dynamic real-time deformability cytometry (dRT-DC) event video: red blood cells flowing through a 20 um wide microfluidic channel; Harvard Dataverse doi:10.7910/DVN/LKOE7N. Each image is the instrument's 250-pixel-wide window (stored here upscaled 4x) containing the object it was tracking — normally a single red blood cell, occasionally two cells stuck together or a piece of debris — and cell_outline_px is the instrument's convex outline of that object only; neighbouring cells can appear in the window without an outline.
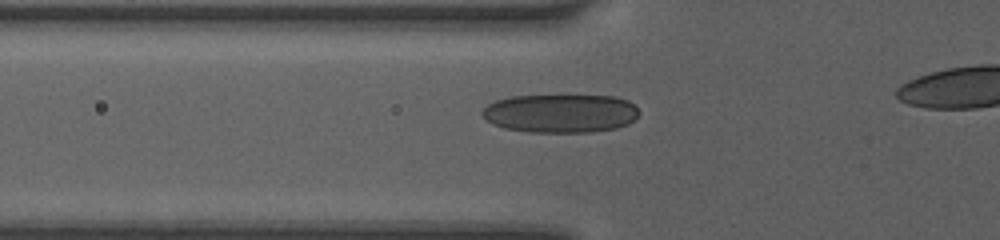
{"species": "human", "species_latin": "Homo sapiens", "temperature_condition": "room temperature", "stored_images_in_passage": 31, "camera_frame_rate_fps": 3000, "um_per_image_px": 0.085, "donor": {"sex": "female"}, "frame": {"image": 1, "passage_image": 2, "time_ms": 0.333, "image_size_px": [1000, 240], "cell_outline_px": [[640, 112], [636, 120], [628, 124], [616, 128], [592, 132], [528, 132], [504, 128], [492, 124], [480, 112], [488, 104], [496, 100], [512, 96], [616, 96], [628, 100], [636, 104]], "centroid_in_image_um": [47.7, 9.64], "position_along_channel_um": 78.1, "area_um2": 35.49}}
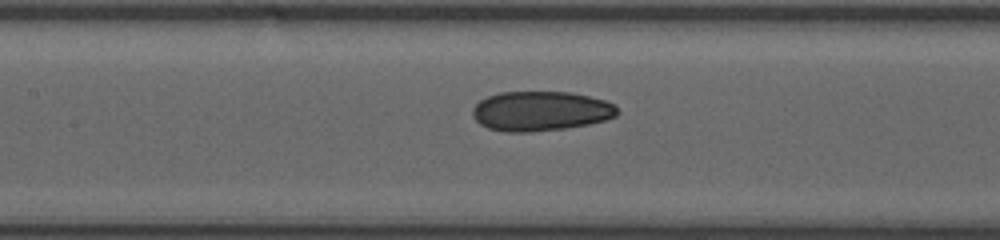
{"frame": {"image": 2, "passage_image": 12, "time_ms": 2.333, "image_size_px": [1000, 240], "cell_outline_px": [[620, 112], [616, 116], [604, 120], [588, 124], [564, 128], [528, 132], [504, 132], [488, 128], [480, 124], [472, 116], [472, 108], [480, 100], [488, 96], [500, 92], [572, 92], [604, 100], [616, 104]], "centroid_in_image_um": [45.95, 9.44], "position_along_channel_um": 161.4, "area_um2": 33.58}}
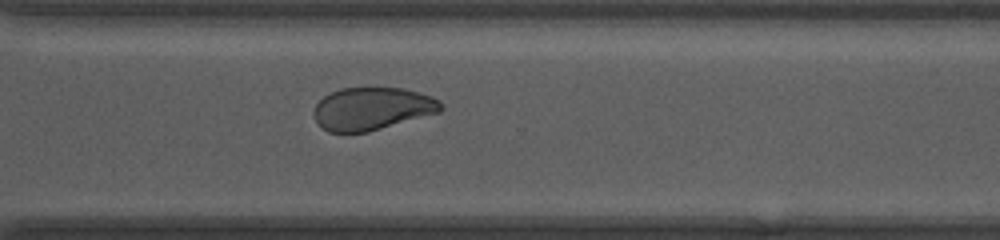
{"frame": {"image": 3, "passage_image": 31, "time_ms": 6.667, "image_size_px": [1000, 240], "cell_outline_px": [[444, 108], [440, 112], [368, 132], [328, 132], [316, 120], [312, 112], [316, 104], [324, 96], [340, 88], [404, 88], [432, 96], [440, 100], [444, 104]], "centroid_in_image_um": [31.66, 9.23], "position_along_channel_um": 338.9, "area_um2": 31.62}}